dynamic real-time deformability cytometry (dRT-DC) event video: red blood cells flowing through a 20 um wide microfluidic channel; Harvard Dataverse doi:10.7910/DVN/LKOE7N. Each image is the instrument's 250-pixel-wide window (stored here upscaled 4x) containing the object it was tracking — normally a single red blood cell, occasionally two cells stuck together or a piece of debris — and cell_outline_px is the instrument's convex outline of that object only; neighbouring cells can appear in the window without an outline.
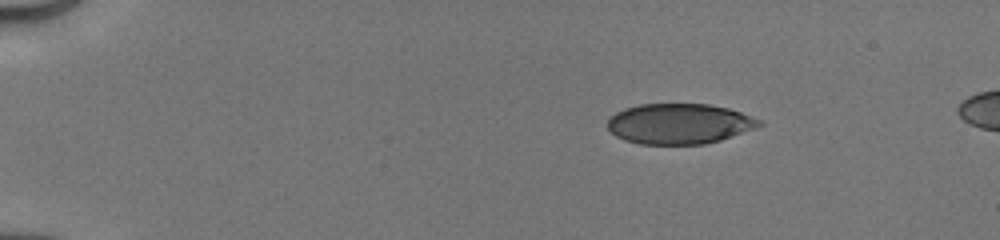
{"species": "human", "species_latin": "Homo sapiens", "temperature_condition": "cold", "stored_images_in_passage": 43, "camera_frame_rate_fps": 3000, "um_per_image_px": 0.085, "donor": {"sex": "male"}, "frame": {"image": 1, "passage_image": 1, "time_ms": 0.0, "image_size_px": [1000, 240], "cell_outline_px": [[764, 124], [720, 140], [704, 144], [640, 144], [624, 140], [616, 136], [608, 128], [608, 120], [616, 112], [624, 108], [640, 104], [708, 104], [728, 108], [764, 120]], "centroid_in_image_um": [57.74, 10.51], "position_along_channel_um": 27.3, "area_um2": 35.6}}
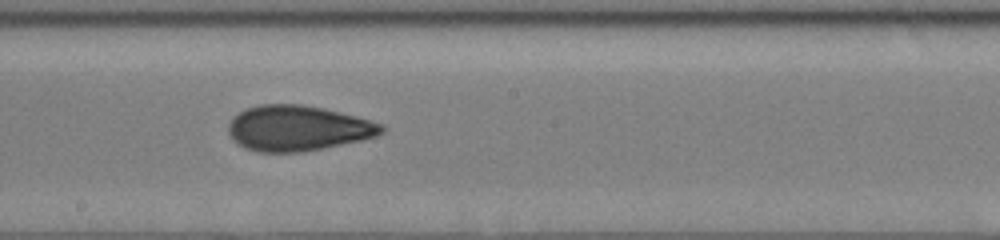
{"frame": {"image": 2, "passage_image": 22, "time_ms": 7.0, "image_size_px": [1000, 240], "cell_outline_px": [[384, 132], [376, 136], [360, 140], [300, 152], [256, 152], [244, 148], [236, 144], [232, 140], [228, 132], [228, 124], [232, 116], [244, 108], [260, 104], [300, 104], [324, 108], [356, 116], [384, 124]], "centroid_in_image_um": [25.25, 10.89], "position_along_channel_um": 222.9, "area_um2": 40.75}}
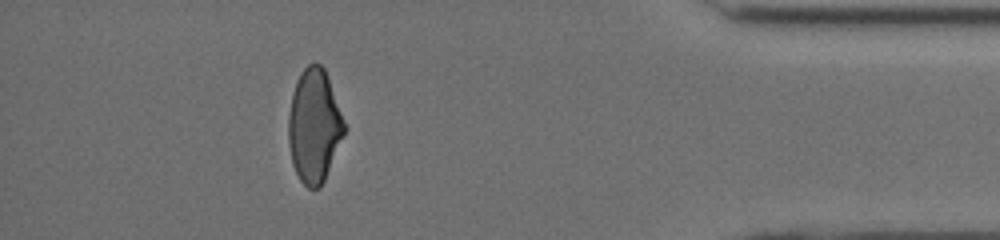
{"frame": {"image": 3, "passage_image": 38, "time_ms": 12.333, "image_size_px": [1000, 240], "cell_outline_px": [[344, 132], [324, 180], [320, 188], [308, 188], [300, 180], [292, 164], [288, 144], [288, 116], [292, 96], [296, 80], [300, 72], [308, 64], [320, 64], [324, 68], [344, 120]], "centroid_in_image_um": [26.67, 10.7], "position_along_channel_um": 408.5, "area_um2": 36.41}, "authors_computed_cell_mechanics": {"area_um2": 38.8994, "velocity_mm_per_s": 4.1777, "shape_relaxation_time_tau1_ms": 6.1998, "shape_relaxation_time_tau2_ms": 1.8134, "deformation_change_tau1": 0.1724, "deformation_change_tau2": 0.0895}}